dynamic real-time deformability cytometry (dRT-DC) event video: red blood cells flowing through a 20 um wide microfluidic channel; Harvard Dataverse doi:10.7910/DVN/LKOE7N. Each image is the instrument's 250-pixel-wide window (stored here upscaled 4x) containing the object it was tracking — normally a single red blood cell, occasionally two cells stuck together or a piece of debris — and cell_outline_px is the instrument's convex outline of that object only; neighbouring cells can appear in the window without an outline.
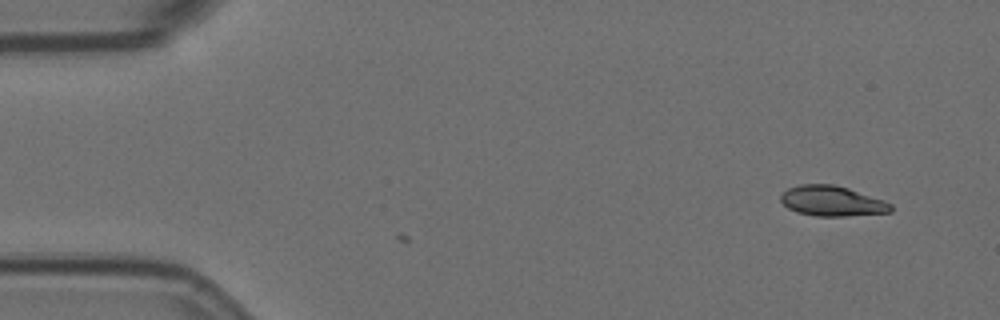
{"species": "Egyptian fruit bat (a non-hibernating species)", "species_latin": "Rousettus aegyptiacus", "temperature_condition": "room temperature", "stored_images_in_passage": 5, "camera_frame_rate_fps": 3000, "um_per_image_px": 0.085, "animal": {"sex": "female"}, "frame": {"image": 1, "passage_image": 5, "time_ms": 1.333, "image_size_px": [1000, 320], "cell_outline_px": [[892, 212], [844, 216], [816, 216], [796, 212], [788, 208], [780, 200], [780, 196], [788, 188], [800, 184], [832, 184], [848, 188], [884, 200], [892, 204]], "centroid_in_image_um": [70.72, 17.09], "position_along_channel_um": 14.3, "area_um2": 19.36}}